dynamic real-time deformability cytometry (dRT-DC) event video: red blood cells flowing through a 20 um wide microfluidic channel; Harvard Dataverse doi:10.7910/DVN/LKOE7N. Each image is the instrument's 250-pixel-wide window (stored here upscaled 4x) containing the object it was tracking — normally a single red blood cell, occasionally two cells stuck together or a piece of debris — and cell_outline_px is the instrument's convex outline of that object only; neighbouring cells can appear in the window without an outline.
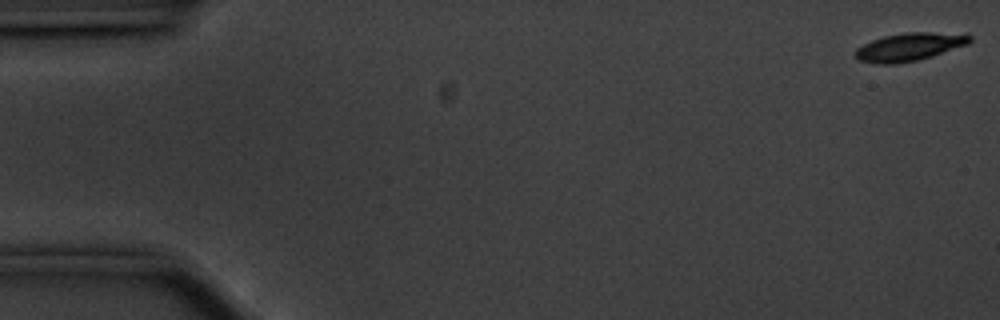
{"species": "common noctule bat (a hibernating species)", "species_latin": "Nyctalus noctula", "temperature_condition": "cold", "stored_images_in_passage": 56, "camera_frame_rate_fps": 3000, "um_per_image_px": 0.085, "animal": {"sex": "male", "body_mass_g": 20.1, "forearm_length_mm": 53.5}, "frame": {"image": 1, "passage_image": 1, "time_ms": 0.0, "image_size_px": [1000, 320], "cell_outline_px": [[972, 40], [968, 44], [932, 56], [916, 60], [896, 64], [876, 64], [860, 60], [856, 56], [856, 48], [872, 40], [884, 36], [908, 32], [932, 32], [972, 36]], "centroid_in_image_um": [77.27, 3.99], "position_along_channel_um": 7.7, "area_um2": 18.32}}
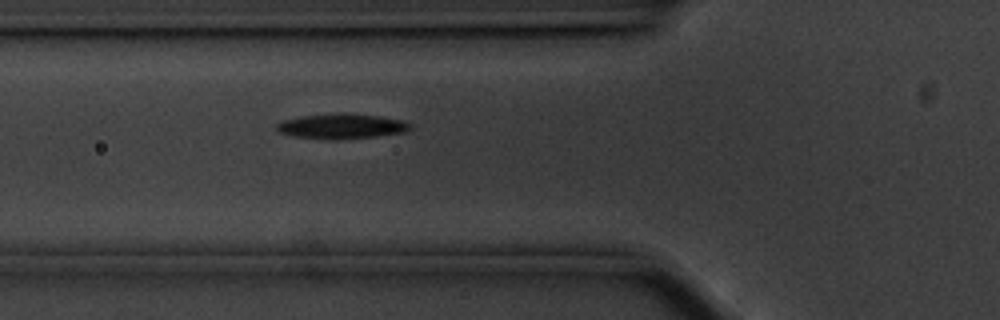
{"frame": {"image": 2, "passage_image": 20, "time_ms": 6.333, "image_size_px": [1000, 320], "cell_outline_px": [[412, 128], [408, 132], [376, 136], [336, 140], [328, 140], [292, 136], [280, 132], [276, 128], [276, 124], [284, 120], [304, 116], [380, 116], [400, 120], [412, 124]], "centroid_in_image_um": [29.07, 10.79], "position_along_channel_um": 96.7, "area_um2": 18.55}}
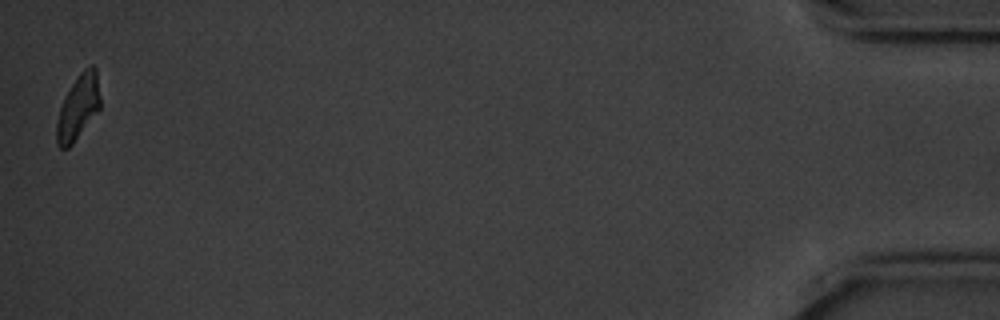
{"frame": {"image": 3, "passage_image": 56, "time_ms": 18.333, "image_size_px": [1000, 320], "cell_outline_px": [[100, 108], [72, 144], [68, 148], [60, 148], [56, 144], [56, 124], [60, 108], [64, 96], [80, 72], [84, 68], [92, 64], [96, 68], [100, 96]], "centroid_in_image_um": [6.64, 9.11], "position_along_channel_um": 428.6, "area_um2": 16.36}, "authors_computed_cell_mechanics": {"area_um2": 18.1781, "velocity_mm_per_s": 3.5358, "shape_relaxation_time_tau1_ms": 2.8971, "shape_relaxation_time_tau2_ms": null, "deformation_change_tau1": 0.1259, "deformation_change_tau2": null}}